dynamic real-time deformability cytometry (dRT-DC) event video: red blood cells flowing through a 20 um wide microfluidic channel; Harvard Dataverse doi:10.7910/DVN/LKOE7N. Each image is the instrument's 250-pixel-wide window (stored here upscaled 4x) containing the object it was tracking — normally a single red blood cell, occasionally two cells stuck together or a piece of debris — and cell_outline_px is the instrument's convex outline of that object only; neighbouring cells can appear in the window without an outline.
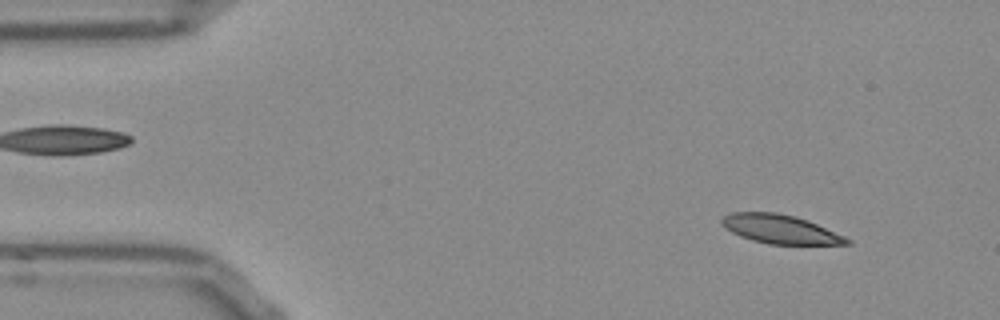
{"species": "Egyptian fruit bat (a non-hibernating species)", "species_latin": "Rousettus aegyptiacus", "temperature_condition": "room temperature", "stored_images_in_passage": 11, "camera_frame_rate_fps": 3000, "um_per_image_px": 0.085, "frame": {"image": 1, "passage_image": 1, "time_ms": 0.0, "image_size_px": [1000, 320], "cell_outline_px": [[852, 244], [768, 244], [752, 240], [740, 236], [732, 232], [720, 220], [724, 216], [732, 212], [776, 212], [796, 216], [808, 220], [844, 236], [852, 240]], "centroid_in_image_um": [66.35, 19.47], "position_along_channel_um": 18.6, "area_um2": 20.87}}
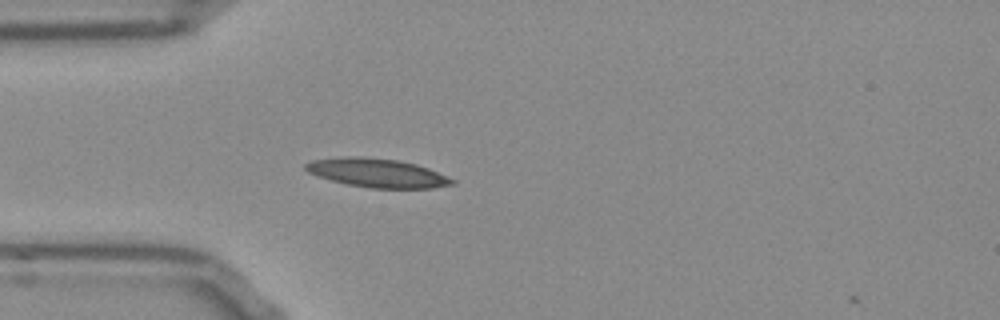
{"frame": {"image": 2, "passage_image": 10, "time_ms": 3.0, "image_size_px": [1000, 320], "cell_outline_px": [[456, 184], [432, 188], [372, 188], [348, 184], [332, 180], [308, 172], [304, 168], [304, 164], [312, 160], [340, 156], [364, 156], [396, 160], [416, 164], [428, 168], [448, 176], [456, 180]], "centroid_in_image_um": [32.08, 14.69], "position_along_channel_um": 52.9, "area_um2": 24.62}}